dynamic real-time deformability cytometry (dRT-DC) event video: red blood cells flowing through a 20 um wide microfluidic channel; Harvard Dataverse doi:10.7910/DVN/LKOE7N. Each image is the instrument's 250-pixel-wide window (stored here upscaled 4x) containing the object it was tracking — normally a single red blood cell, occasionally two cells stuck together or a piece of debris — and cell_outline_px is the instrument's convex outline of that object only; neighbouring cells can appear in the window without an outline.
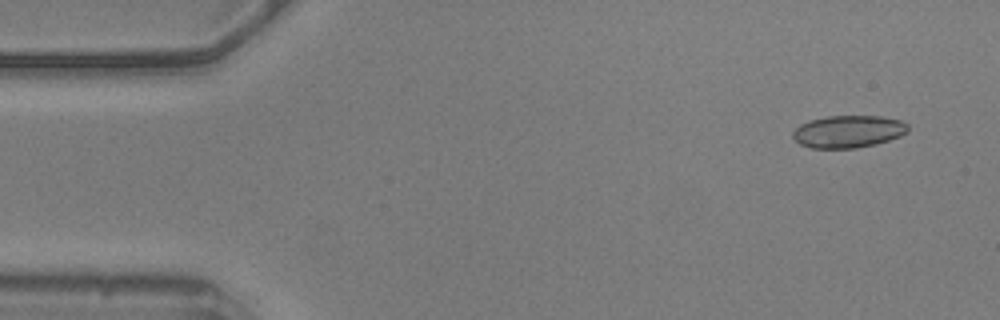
{"species": "common noctule bat (a hibernating species)", "species_latin": "Nyctalus noctula", "temperature_condition": "warm", "stored_images_in_passage": 11, "camera_frame_rate_fps": 3000, "um_per_image_px": 0.085, "animal": {"sex": "male", "body_mass_g": 20.5, "forearm_length_mm": 52.5}, "frame": {"image": 1, "passage_image": 2, "time_ms": 0.333, "image_size_px": [1000, 320], "cell_outline_px": [[908, 132], [900, 136], [876, 144], [856, 148], [812, 148], [800, 144], [792, 136], [792, 132], [800, 124], [808, 120], [828, 116], [880, 116], [900, 120], [908, 124]], "centroid_in_image_um": [72.1, 11.18], "position_along_channel_um": 12.9, "area_um2": 21.73}}